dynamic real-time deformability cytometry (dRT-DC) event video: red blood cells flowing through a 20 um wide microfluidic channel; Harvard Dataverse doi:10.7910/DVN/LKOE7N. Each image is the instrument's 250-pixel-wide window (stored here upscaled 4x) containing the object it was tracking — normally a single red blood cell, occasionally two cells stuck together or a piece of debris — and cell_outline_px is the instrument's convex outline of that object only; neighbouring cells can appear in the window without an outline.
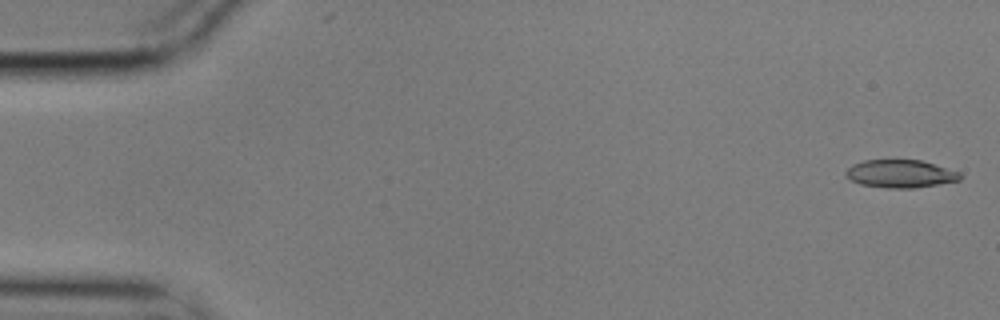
{"species": "common noctule bat (a hibernating species)", "species_latin": "Nyctalus noctula", "temperature_condition": "cold", "stored_images_in_passage": 9, "camera_frame_rate_fps": 3000, "um_per_image_px": 0.085, "animal": {"sex": "male", "body_mass_g": 17.9}, "frame": {"image": 1, "passage_image": 1, "time_ms": 0.0, "image_size_px": [1000, 320], "cell_outline_px": [[964, 176], [960, 180], [912, 188], [888, 188], [860, 184], [844, 176], [844, 172], [852, 164], [864, 160], [920, 160], [960, 172]], "centroid_in_image_um": [76.51, 14.76], "position_along_channel_um": 8.5, "area_um2": 18.5}}